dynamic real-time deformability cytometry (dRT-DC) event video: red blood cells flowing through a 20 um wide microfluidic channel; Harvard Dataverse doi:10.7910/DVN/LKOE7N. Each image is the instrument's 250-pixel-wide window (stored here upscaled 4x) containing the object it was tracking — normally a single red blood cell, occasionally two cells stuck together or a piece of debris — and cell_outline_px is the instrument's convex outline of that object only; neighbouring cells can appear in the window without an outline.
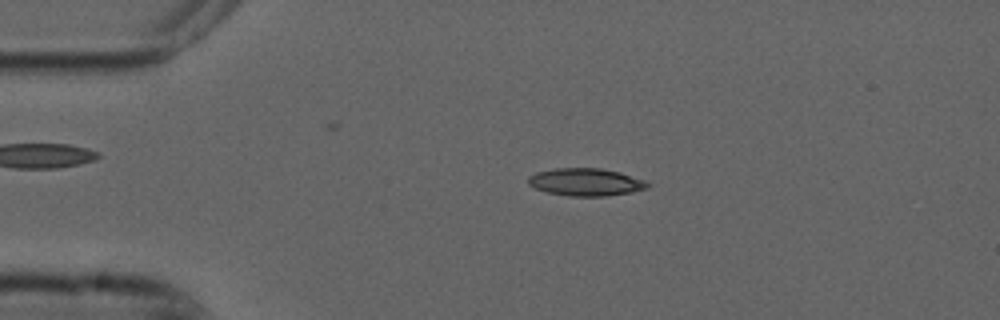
{"species": "common noctule bat (a hibernating species)", "species_latin": "Nyctalus noctula", "temperature_condition": "cold", "stored_images_in_passage": 54, "camera_frame_rate_fps": 3000, "um_per_image_px": 0.085, "animal": {"sex": "male", "forearm_length_mm": 52.5}, "frame": {"image": 1, "passage_image": 11, "time_ms": 3.333, "image_size_px": [1000, 320], "cell_outline_px": [[652, 184], [648, 188], [632, 192], [608, 196], [568, 196], [548, 192], [536, 188], [528, 184], [528, 176], [536, 172], [556, 168], [600, 168], [620, 172], [644, 180]], "centroid_in_image_um": [49.81, 15.47], "position_along_channel_um": 35.2, "area_um2": 19.25}}
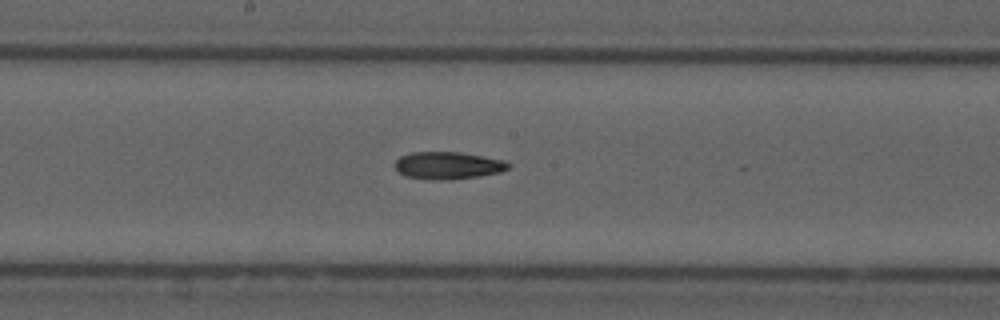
{"frame": {"image": 2, "passage_image": 28, "time_ms": 9.0, "image_size_px": [1000, 320], "cell_outline_px": [[512, 164], [508, 168], [500, 172], [480, 176], [452, 180], [436, 180], [404, 176], [392, 164], [400, 156], [412, 152], [460, 152], [504, 160]], "centroid_in_image_um": [38.07, 14.07], "position_along_channel_um": 210.1, "area_um2": 18.21}}
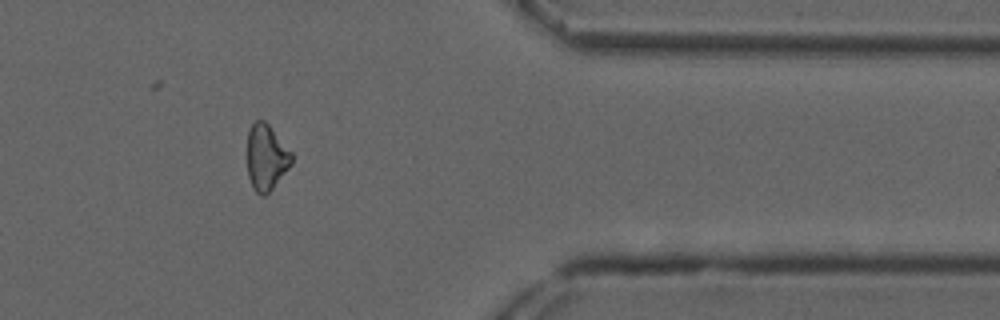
{"frame": {"image": 3, "passage_image": 44, "time_ms": 14.333, "image_size_px": [1000, 320], "cell_outline_px": [[292, 164], [272, 188], [264, 196], [260, 196], [252, 188], [248, 176], [248, 132], [252, 124], [256, 120], [264, 120], [268, 124], [292, 152]], "centroid_in_image_um": [22.63, 13.38], "position_along_channel_um": 388.8, "area_um2": 16.94}, "authors_computed_cell_mechanics": {"area_um2": 18.0336, "velocity_mm_per_s": 3.7538, "shape_relaxation_time_tau1_ms": null, "shape_relaxation_time_tau2_ms": 9.5472, "deformation_change_tau1": null, "deformation_change_tau2": 0.2077}}